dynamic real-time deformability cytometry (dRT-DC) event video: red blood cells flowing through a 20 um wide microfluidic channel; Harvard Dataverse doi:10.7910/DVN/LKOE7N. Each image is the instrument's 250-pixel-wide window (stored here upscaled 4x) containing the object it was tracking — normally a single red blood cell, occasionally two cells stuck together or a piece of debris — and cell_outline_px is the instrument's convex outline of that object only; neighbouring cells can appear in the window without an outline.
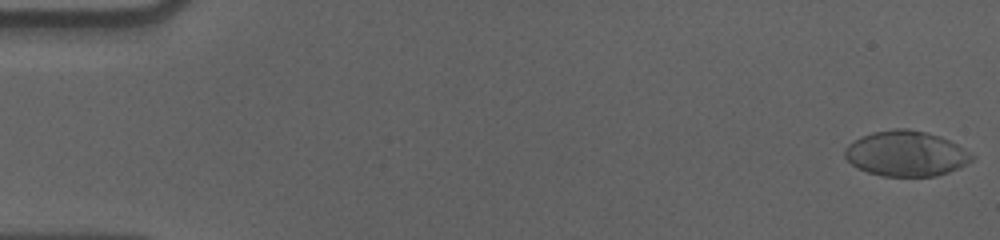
{"species": "human", "species_latin": "Homo sapiens", "temperature_condition": "cold", "stored_images_in_passage": 57, "camera_frame_rate_fps": 3000, "um_per_image_px": 0.085, "donor": {"sex": "male"}, "frame": {"image": 1, "passage_image": 1, "time_ms": 0.0, "image_size_px": [1000, 240], "cell_outline_px": [[976, 156], [972, 160], [960, 168], [936, 176], [884, 176], [868, 172], [856, 168], [844, 156], [844, 148], [848, 144], [860, 136], [872, 132], [896, 128], [904, 128], [924, 132], [940, 136], [956, 144]], "centroid_in_image_um": [76.99, 13.06], "position_along_channel_um": 8.0, "area_um2": 33.58}}
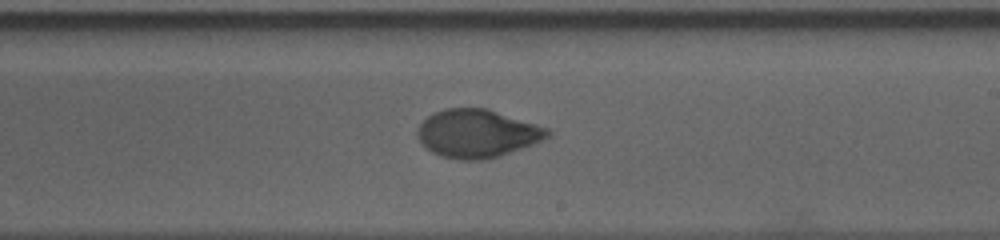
{"frame": {"image": 2, "passage_image": 34, "time_ms": 11.0, "image_size_px": [1000, 240], "cell_outline_px": [[552, 132], [544, 140], [500, 156], [484, 160], [460, 160], [440, 156], [432, 152], [416, 136], [416, 128], [428, 116], [444, 108], [488, 108], [548, 128]], "centroid_in_image_um": [40.56, 11.35], "position_along_channel_um": 248.4, "area_um2": 36.53}}
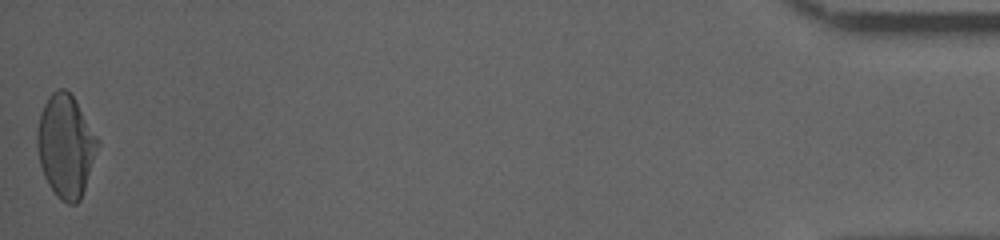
{"frame": {"image": 3, "passage_image": 57, "time_ms": 18.667, "image_size_px": [1000, 240], "cell_outline_px": [[100, 144], [80, 200], [76, 204], [68, 204], [60, 200], [56, 196], [48, 184], [44, 176], [40, 164], [36, 144], [36, 132], [40, 112], [48, 96], [56, 88], [64, 88], [72, 96], [100, 140]], "centroid_in_image_um": [5.57, 12.41], "position_along_channel_um": 429.6, "area_um2": 36.3}, "authors_computed_cell_mechanics": {"area_um2": 35.4314, "velocity_mm_per_s": 3.5791, "shape_relaxation_time_tau1_ms": 4.9752, "shape_relaxation_time_tau2_ms": 1.0816, "deformation_change_tau1": 0.1837, "deformation_change_tau2": 0.0429}}